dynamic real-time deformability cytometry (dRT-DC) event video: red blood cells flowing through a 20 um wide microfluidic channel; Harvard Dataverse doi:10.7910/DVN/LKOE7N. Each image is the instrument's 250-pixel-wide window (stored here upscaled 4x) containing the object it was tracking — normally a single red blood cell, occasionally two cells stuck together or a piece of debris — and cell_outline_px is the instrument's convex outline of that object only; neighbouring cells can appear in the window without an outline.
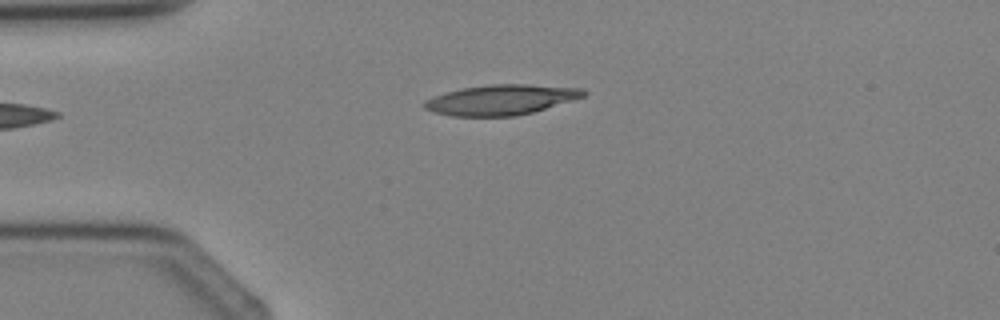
{"species": "Egyptian fruit bat (a non-hibernating species)", "species_latin": "Rousettus aegyptiacus", "temperature_condition": "cold", "stored_images_in_passage": 1, "camera_frame_rate_fps": 3000, "um_per_image_px": 0.085, "animal": {"sex": "female"}, "frame": {"image": 1, "passage_image": 1, "time_ms": 0.0, "image_size_px": [1000, 320], "cell_outline_px": [[588, 92], [584, 96], [572, 100], [532, 112], [516, 116], [452, 116], [436, 112], [424, 108], [420, 104], [424, 100], [460, 88], [488, 84], [528, 84], [584, 88]], "centroid_in_image_um": [42.59, 8.47], "position_along_channel_um": 42.4, "area_um2": 27.98}}